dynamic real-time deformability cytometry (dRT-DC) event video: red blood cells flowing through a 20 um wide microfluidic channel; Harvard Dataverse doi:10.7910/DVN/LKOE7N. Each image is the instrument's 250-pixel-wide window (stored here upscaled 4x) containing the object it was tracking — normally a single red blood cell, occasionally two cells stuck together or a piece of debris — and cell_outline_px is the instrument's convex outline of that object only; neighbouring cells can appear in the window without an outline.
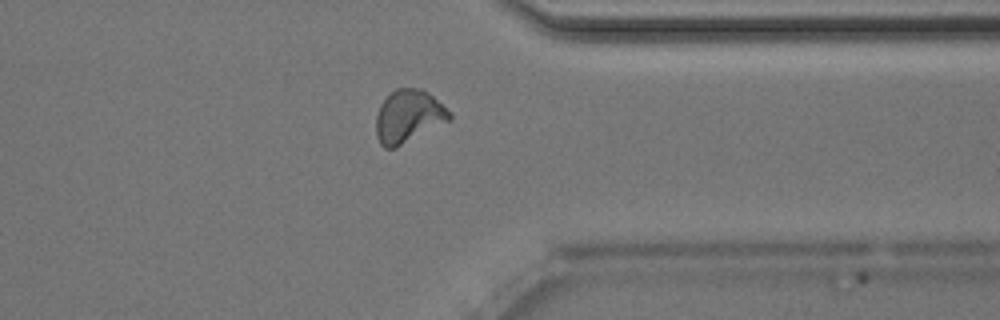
{"species": "Egyptian fruit bat (a non-hibernating species)", "species_latin": "Rousettus aegyptiacus", "temperature_condition": "room temperature", "stored_images_in_passage": 40, "camera_frame_rate_fps": 3000, "um_per_image_px": 0.085, "animal": {"sex": "male"}, "frame": {"image": 1, "passage_image": 29, "time_ms": 9.333, "image_size_px": [1000, 320], "cell_outline_px": [[452, 116], [448, 120], [396, 148], [384, 148], [380, 144], [376, 136], [376, 116], [380, 104], [396, 88], [424, 88], [452, 112]], "centroid_in_image_um": [34.7, 9.87], "position_along_channel_um": 376.7, "area_um2": 22.54}, "authors_computed_cell_mechanics": {"area_um2": 21.4727, "velocity_mm_per_s": 4.0248, "shape_relaxation_time_tau1_ms": 5.6025, "shape_relaxation_time_tau2_ms": 1.802, "deformation_change_tau1": 0.1393, "deformation_change_tau2": 0.062}}